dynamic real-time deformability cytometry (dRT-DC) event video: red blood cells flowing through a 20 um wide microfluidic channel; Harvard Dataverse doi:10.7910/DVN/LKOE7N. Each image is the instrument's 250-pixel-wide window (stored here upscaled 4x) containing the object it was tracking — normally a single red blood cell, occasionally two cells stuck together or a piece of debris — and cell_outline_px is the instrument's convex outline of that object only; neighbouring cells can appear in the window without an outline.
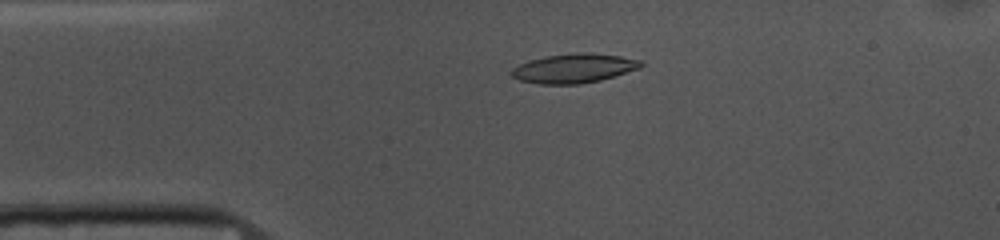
{"species": "common noctule bat (a hibernating species)", "species_latin": "Nyctalus noctula", "temperature_condition": "cold", "stored_images_in_passage": 52, "camera_frame_rate_fps": 3000, "um_per_image_px": 0.085, "animal": {"sex": "female", "body_mass_g": 10.0, "forearm_length_mm": 53.1}, "frame": {"image": 1, "passage_image": 10, "time_ms": 3.0, "image_size_px": [1000, 240], "cell_outline_px": [[644, 64], [640, 68], [600, 80], [580, 84], [540, 84], [520, 80], [512, 76], [508, 72], [512, 68], [528, 60], [544, 56], [576, 52], [592, 52], [620, 56], [640, 60]], "centroid_in_image_um": [48.76, 5.79], "position_along_channel_um": 36.2, "area_um2": 22.2}}
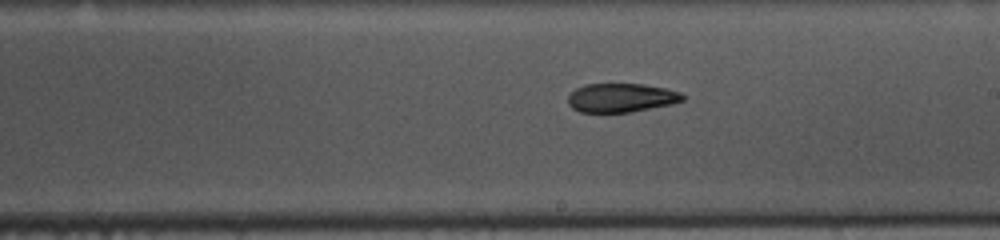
{"frame": {"image": 2, "passage_image": 28, "time_ms": 9.0, "image_size_px": [1000, 240], "cell_outline_px": [[684, 100], [672, 104], [632, 112], [580, 112], [572, 108], [568, 104], [568, 96], [576, 88], [584, 84], [644, 84], [664, 88], [680, 92], [684, 96]], "centroid_in_image_um": [52.79, 8.31], "position_along_channel_um": 236.2, "area_um2": 19.31}}
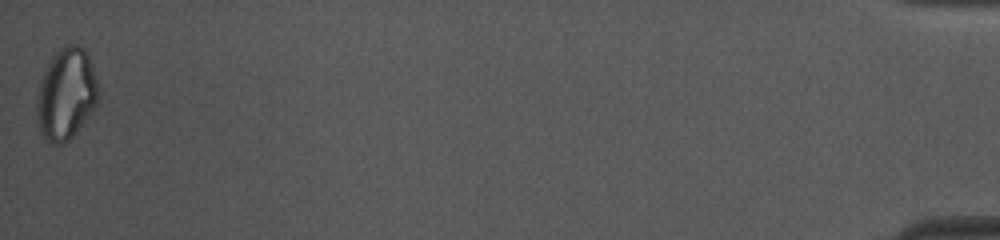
{"frame": {"image": 3, "passage_image": 52, "time_ms": 17.0, "image_size_px": [1000, 240], "cell_outline_px": [[96, 108], [72, 136], [64, 144], [52, 144], [40, 132], [36, 116], [36, 104], [40, 84], [44, 72], [52, 56], [60, 48], [68, 44], [76, 44], [84, 48], [88, 56], [96, 80]], "centroid_in_image_um": [5.6, 8.01], "position_along_channel_um": 429.6, "area_um2": 32.31}, "authors_computed_cell_mechanics": {"area_um2": 21.2704, "velocity_mm_per_s": 3.7028, "shape_relaxation_time_tau1_ms": 8.5637, "shape_relaxation_time_tau2_ms": null, "deformation_change_tau1": 0.1787, "deformation_change_tau2": null}}